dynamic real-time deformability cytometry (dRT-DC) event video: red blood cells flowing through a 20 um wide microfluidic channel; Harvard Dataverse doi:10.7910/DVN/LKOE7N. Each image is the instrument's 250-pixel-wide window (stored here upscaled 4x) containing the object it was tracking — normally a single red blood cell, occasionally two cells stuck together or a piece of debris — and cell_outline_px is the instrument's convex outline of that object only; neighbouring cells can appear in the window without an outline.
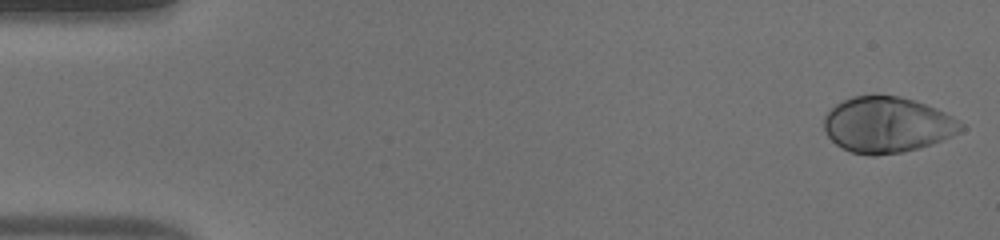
{"species": "human", "species_latin": "Homo sapiens", "temperature_condition": "warm", "stored_images_in_passage": 47, "camera_frame_rate_fps": 3000, "um_per_image_px": 0.085, "donor": {"sex": "male"}, "frame": {"image": 1, "passage_image": 1, "time_ms": 0.0, "image_size_px": [1000, 240], "cell_outline_px": [[968, 128], [952, 136], [932, 144], [920, 148], [900, 152], [876, 156], [872, 156], [852, 152], [836, 144], [828, 136], [824, 128], [824, 116], [836, 104], [852, 96], [876, 92], [900, 96], [936, 108], [952, 116], [964, 124]], "centroid_in_image_um": [75.43, 10.58], "position_along_channel_um": 9.6, "area_um2": 45.08}}
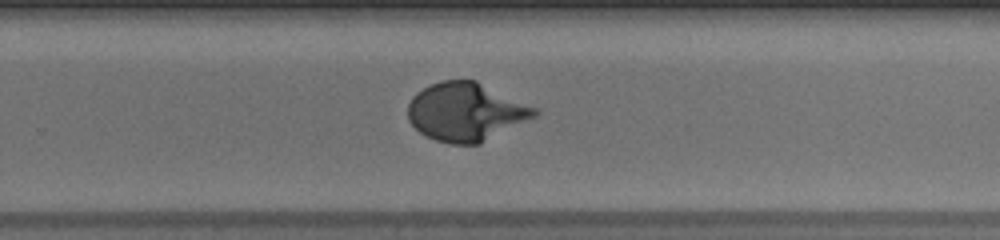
{"frame": {"image": 2, "passage_image": 31, "time_ms": 10.0, "image_size_px": [1000, 240], "cell_outline_px": [[540, 112], [536, 116], [480, 144], [448, 144], [424, 136], [408, 120], [408, 104], [412, 96], [416, 92], [440, 80], [476, 80], [540, 108]], "centroid_in_image_um": [39.63, 9.5], "position_along_channel_um": 290.2, "area_um2": 43.47}}
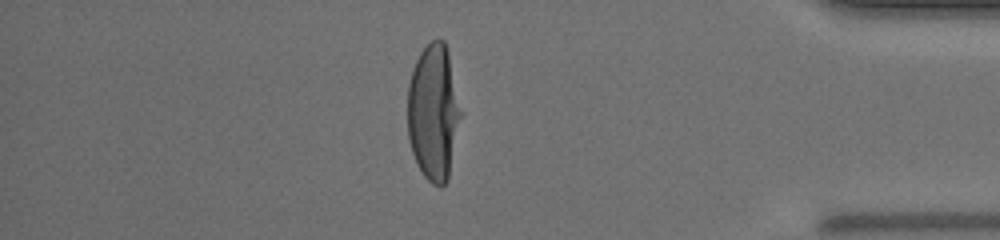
{"frame": {"image": 3, "passage_image": 41, "time_ms": 13.333, "image_size_px": [1000, 240], "cell_outline_px": [[460, 116], [448, 180], [440, 188], [432, 184], [424, 176], [416, 164], [408, 140], [408, 84], [412, 68], [420, 52], [432, 40], [444, 40], [448, 52], [460, 112]], "centroid_in_image_um": [36.81, 9.58], "position_along_channel_um": 398.4, "area_um2": 41.67}}